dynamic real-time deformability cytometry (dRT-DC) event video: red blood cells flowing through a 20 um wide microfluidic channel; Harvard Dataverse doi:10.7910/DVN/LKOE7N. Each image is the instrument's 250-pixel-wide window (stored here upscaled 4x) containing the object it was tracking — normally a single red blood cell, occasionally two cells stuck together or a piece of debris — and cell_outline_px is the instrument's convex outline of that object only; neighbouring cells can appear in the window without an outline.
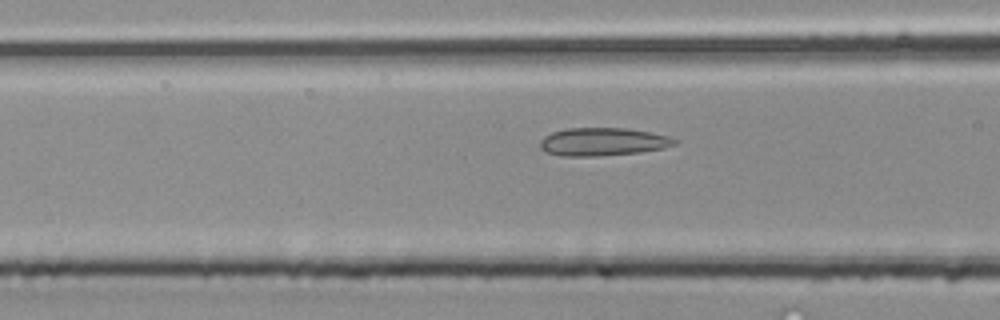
{"species": "common noctule bat (a hibernating species)", "species_latin": "Nyctalus noctula", "temperature_condition": "room temperature", "stored_images_in_passage": 4, "camera_frame_rate_fps": 3000, "um_per_image_px": 0.085, "animal": {"sex": "male", "body_mass_g": 20.4}, "frame": {"image": 1, "passage_image": 4, "time_ms": 1.0, "image_size_px": [1000, 320], "cell_outline_px": [[680, 140], [676, 144], [664, 148], [640, 152], [600, 156], [560, 156], [548, 152], [540, 148], [540, 140], [544, 136], [552, 132], [568, 128], [628, 128], [652, 132], [668, 136]], "centroid_in_image_um": [51.27, 12.05], "position_along_channel_um": 115.3, "area_um2": 22.14}}